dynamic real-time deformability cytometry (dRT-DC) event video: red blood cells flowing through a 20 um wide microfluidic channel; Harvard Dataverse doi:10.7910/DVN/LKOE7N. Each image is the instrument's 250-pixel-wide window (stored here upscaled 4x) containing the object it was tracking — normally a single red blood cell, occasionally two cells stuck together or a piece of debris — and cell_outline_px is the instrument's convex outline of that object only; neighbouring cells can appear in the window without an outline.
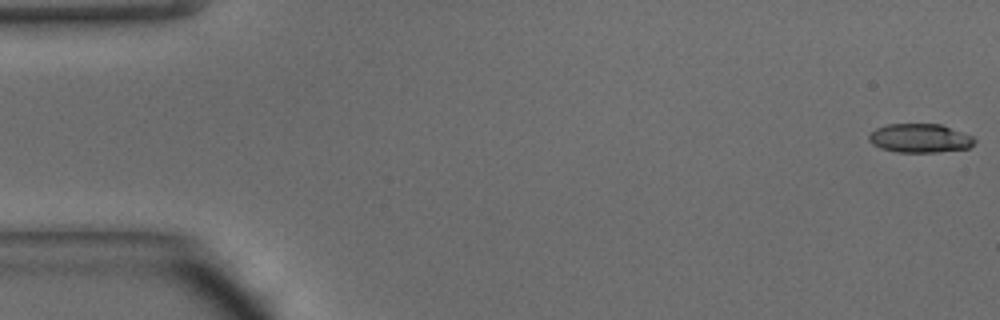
{"species": "common noctule bat (a hibernating species)", "species_latin": "Nyctalus noctula", "temperature_condition": "warm", "stored_images_in_passage": 47, "camera_frame_rate_fps": 3000, "um_per_image_px": 0.085, "animal": {"sex": "male", "body_mass_g": 15.6}, "frame": {"image": 1, "passage_image": 1, "time_ms": 0.0, "image_size_px": [1000, 320], "cell_outline_px": [[976, 140], [968, 148], [936, 152], [896, 152], [880, 148], [872, 144], [868, 140], [868, 136], [876, 128], [888, 124], [940, 124], [972, 136]], "centroid_in_image_um": [78.15, 11.75], "position_along_channel_um": 6.8, "area_um2": 17.63}}
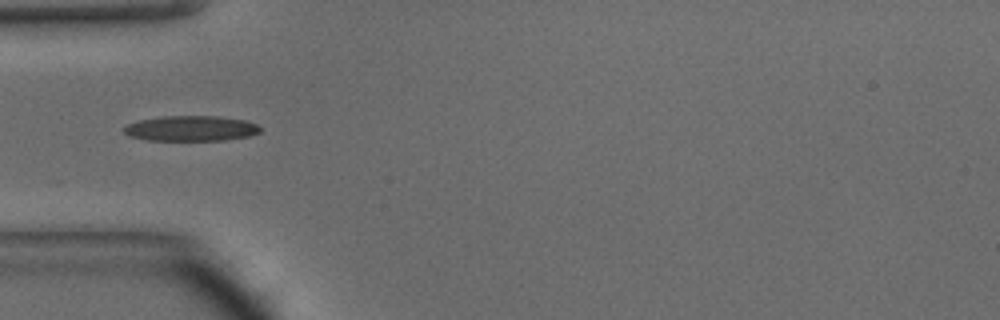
{"frame": {"image": 2, "passage_image": 15, "time_ms": 4.667, "image_size_px": [1000, 320], "cell_outline_px": [[260, 132], [248, 136], [224, 140], [144, 140], [128, 136], [124, 132], [124, 128], [128, 124], [140, 120], [164, 116], [220, 116], [244, 120], [256, 124], [260, 128]], "centroid_in_image_um": [16.22, 10.92], "position_along_channel_um": 68.8, "area_um2": 20.0}}
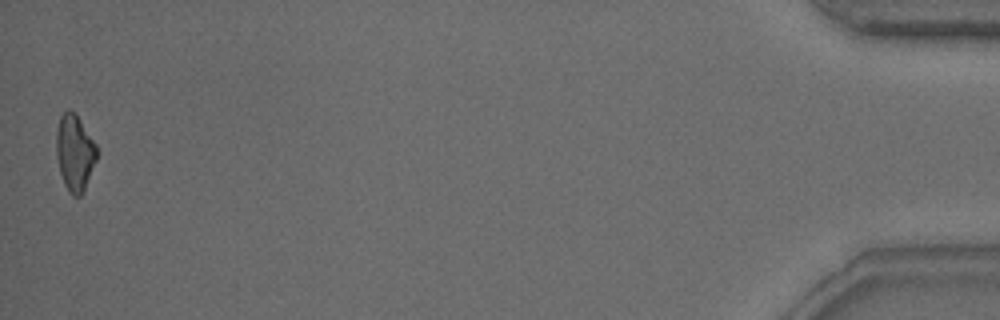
{"frame": {"image": 3, "passage_image": 47, "time_ms": 15.333, "image_size_px": [1000, 320], "cell_outline_px": [[96, 160], [84, 188], [80, 196], [72, 196], [68, 192], [64, 184], [60, 172], [56, 156], [56, 132], [60, 116], [68, 108], [76, 112], [96, 144]], "centroid_in_image_um": [6.33, 12.93], "position_along_channel_um": 428.9, "area_um2": 17.98}, "authors_computed_cell_mechanics": {"area_um2": 18.6694, "velocity_mm_per_s": 4.273, "shape_relaxation_time_tau1_ms": 2.6685, "shape_relaxation_time_tau2_ms": null, "deformation_change_tau1": 0.1293, "deformation_change_tau2": null}}